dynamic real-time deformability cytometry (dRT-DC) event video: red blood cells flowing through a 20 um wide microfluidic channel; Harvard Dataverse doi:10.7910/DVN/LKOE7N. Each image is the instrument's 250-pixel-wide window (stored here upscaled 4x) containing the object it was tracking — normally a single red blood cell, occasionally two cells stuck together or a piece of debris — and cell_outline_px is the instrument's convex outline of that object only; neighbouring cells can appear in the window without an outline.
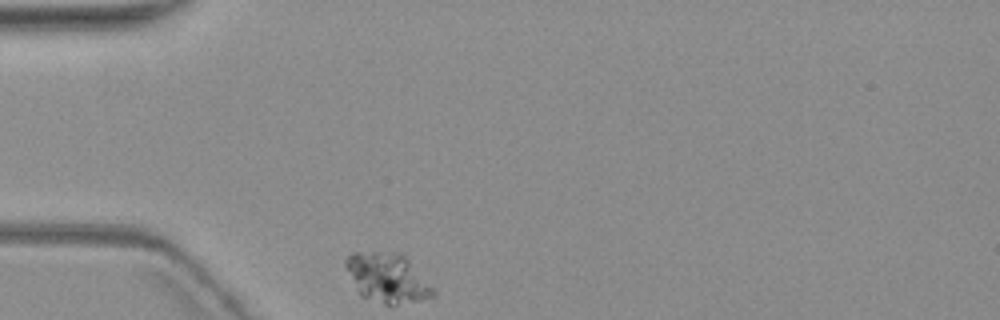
{"species": "common noctule bat (a hibernating species)", "species_latin": "Nyctalus noctula", "temperature_condition": "warm", "stored_images_in_passage": 4, "camera_frame_rate_fps": 3000, "um_per_image_px": 0.085, "animal": {"sex": "female", "body_mass_g": 19.3, "forearm_length_mm": 54.1}, "frame": {"image": 1, "passage_image": 1, "time_ms": 0.0, "image_size_px": [1000, 320], "cell_outline_px": [[436, 296], [420, 300], [396, 304], [384, 304], [360, 296], [344, 264], [344, 260], [352, 252], [404, 252], [436, 292]], "centroid_in_image_um": [32.94, 23.59], "position_along_channel_um": 52.1, "area_um2": 25.2}}
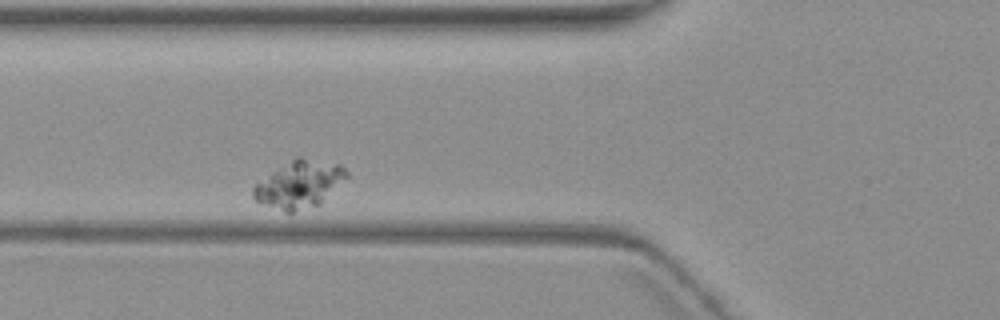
{"frame": {"image": 2, "passage_image": 3, "time_ms": 2.333, "image_size_px": [1000, 320], "cell_outline_px": [[348, 176], [320, 204], [292, 212], [284, 212], [256, 200], [252, 196], [252, 188], [256, 184], [272, 172], [296, 156], [300, 156], [340, 164], [348, 172]], "centroid_in_image_um": [25.46, 15.65], "position_along_channel_um": 100.3, "area_um2": 25.32}}